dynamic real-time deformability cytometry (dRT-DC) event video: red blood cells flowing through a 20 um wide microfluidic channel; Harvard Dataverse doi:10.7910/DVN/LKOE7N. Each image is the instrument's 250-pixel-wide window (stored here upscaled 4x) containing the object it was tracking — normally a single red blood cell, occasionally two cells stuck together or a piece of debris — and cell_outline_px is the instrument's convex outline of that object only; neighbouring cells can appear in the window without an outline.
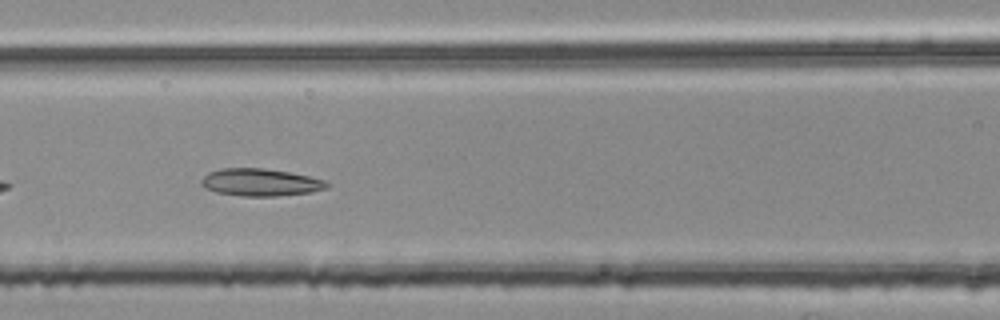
{"species": "common noctule bat (a hibernating species)", "species_latin": "Nyctalus noctula", "temperature_condition": "room temperature", "stored_images_in_passage": 37, "camera_frame_rate_fps": 3000, "um_per_image_px": 0.085, "animal": {"sex": "female", "body_mass_g": 25.1}, "frame": {"image": 1, "passage_image": 8, "time_ms": 2.333, "image_size_px": [1000, 320], "cell_outline_px": [[328, 188], [312, 192], [276, 196], [240, 196], [216, 192], [204, 188], [200, 184], [200, 180], [208, 172], [224, 168], [264, 168], [288, 172], [328, 180]], "centroid_in_image_um": [22.13, 15.5], "position_along_channel_um": 144.5, "area_um2": 20.17}}
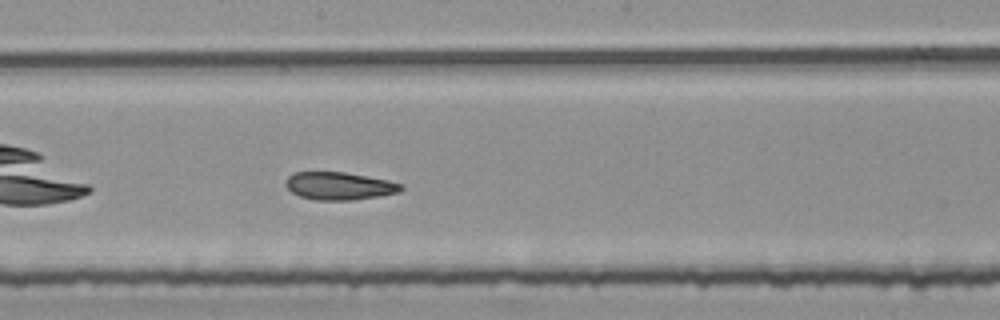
{"frame": {"image": 2, "passage_image": 14, "time_ms": 4.333, "image_size_px": [1000, 320], "cell_outline_px": [[404, 188], [400, 192], [352, 200], [316, 200], [300, 196], [292, 192], [284, 184], [288, 176], [292, 172], [344, 172], [388, 180], [404, 184]], "centroid_in_image_um": [28.83, 15.8], "position_along_channel_um": 219.4, "area_um2": 18.61}}
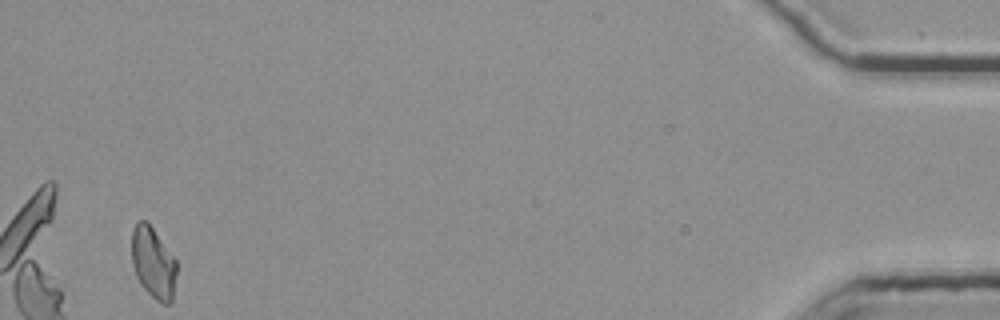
{"frame": {"image": 3, "passage_image": 37, "time_ms": 12.0, "image_size_px": [1000, 320], "cell_outline_px": [[176, 276], [172, 304], [160, 304], [140, 284], [136, 276], [132, 264], [132, 228], [136, 220], [148, 220], [176, 260]], "centroid_in_image_um": [13.02, 22.32], "position_along_channel_um": 422.2, "area_um2": 19.02}, "authors_computed_cell_mechanics": {"area_um2": 19.1318, "velocity_mm_per_s": 3.7553, "shape_relaxation_time_tau1_ms": null, "shape_relaxation_time_tau2_ms": 2.8444, "deformation_change_tau1": null, "deformation_change_tau2": 0.0995}}